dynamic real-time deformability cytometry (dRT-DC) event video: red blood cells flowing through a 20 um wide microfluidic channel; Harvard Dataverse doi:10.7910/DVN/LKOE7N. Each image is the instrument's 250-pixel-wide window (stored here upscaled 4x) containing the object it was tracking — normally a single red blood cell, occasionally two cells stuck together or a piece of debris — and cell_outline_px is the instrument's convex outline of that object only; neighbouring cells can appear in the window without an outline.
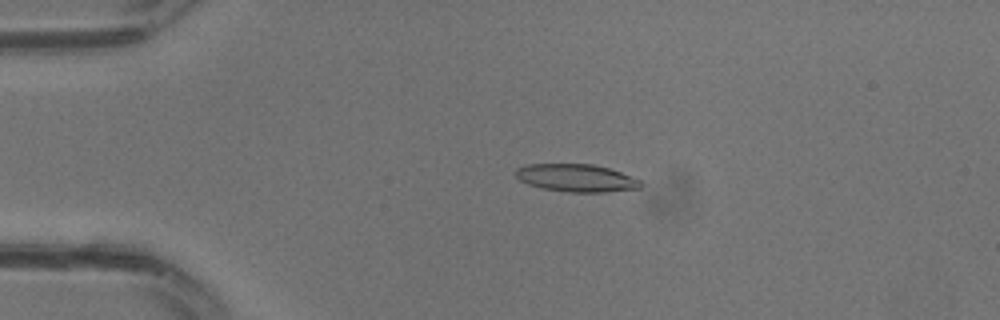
{"species": "common noctule bat (a hibernating species)", "species_latin": "Nyctalus noctula", "temperature_condition": "warm", "stored_images_in_passage": 21, "camera_frame_rate_fps": 3000, "um_per_image_px": 0.085, "animal": {"sex": "male", "body_mass_g": 13.3}, "frame": {"image": 1, "passage_image": 7, "time_ms": 2.0, "image_size_px": [1000, 320], "cell_outline_px": [[644, 184], [640, 188], [604, 192], [568, 192], [544, 188], [528, 184], [520, 180], [516, 176], [516, 168], [528, 164], [592, 164], [608, 168], [620, 172], [640, 180]], "centroid_in_image_um": [49.0, 15.12], "position_along_channel_um": 36.0, "area_um2": 20.0}}
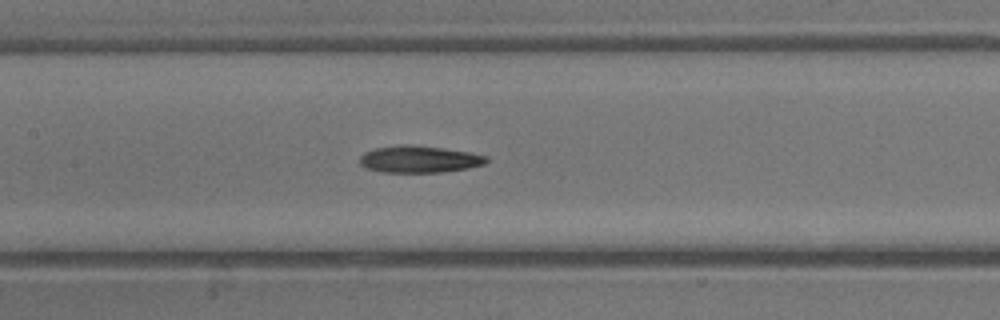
{"frame": {"image": 2, "passage_image": 15, "time_ms": 4.667, "image_size_px": [1000, 320], "cell_outline_px": [[488, 160], [484, 164], [468, 168], [444, 172], [380, 172], [364, 168], [360, 164], [360, 156], [364, 152], [376, 148], [400, 144], [412, 144], [444, 148], [472, 152], [488, 156]], "centroid_in_image_um": [35.63, 13.53], "position_along_channel_um": 171.8, "area_um2": 20.17}}
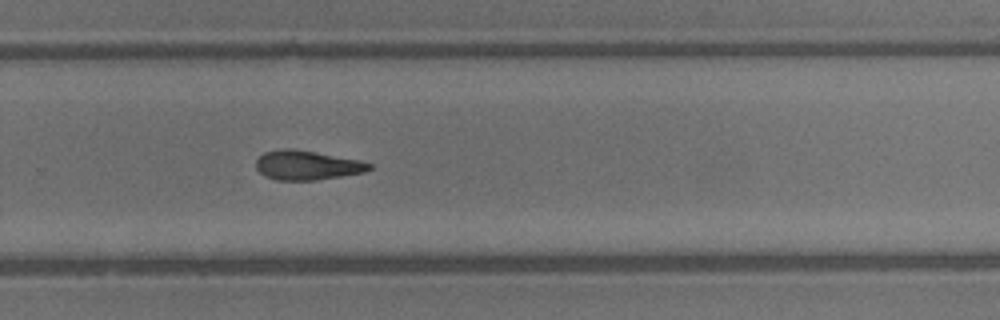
{"frame": {"image": 3, "passage_image": 21, "time_ms": 6.667, "image_size_px": [1000, 320], "cell_outline_px": [[372, 168], [364, 172], [316, 180], [276, 180], [264, 176], [256, 168], [256, 160], [264, 152], [280, 148], [292, 148], [316, 152], [360, 160], [372, 164]], "centroid_in_image_um": [26.07, 14.03], "position_along_channel_um": 303.7, "area_um2": 19.42}}